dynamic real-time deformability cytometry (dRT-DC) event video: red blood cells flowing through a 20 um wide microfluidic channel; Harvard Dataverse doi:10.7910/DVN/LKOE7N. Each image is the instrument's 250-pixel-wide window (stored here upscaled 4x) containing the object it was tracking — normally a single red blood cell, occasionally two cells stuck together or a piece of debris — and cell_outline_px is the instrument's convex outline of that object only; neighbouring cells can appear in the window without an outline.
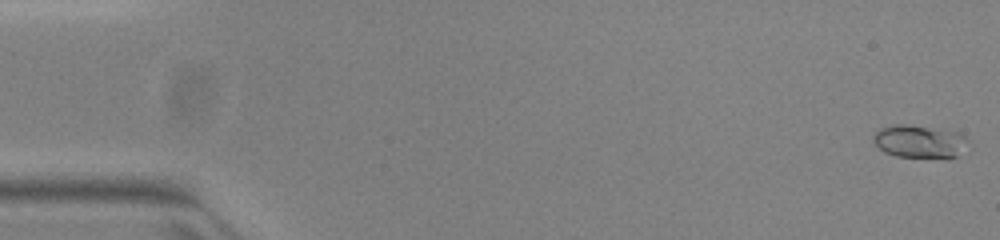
{"species": "common noctule bat (a hibernating species)", "species_latin": "Nyctalus noctula", "temperature_condition": "warm", "stored_images_in_passage": 52, "camera_frame_rate_fps": 3000, "um_per_image_px": 0.085, "animal": {"sex": "female", "body_mass_g": 23.0, "forearm_length_mm": 53.4}, "frame": {"image": 1, "passage_image": 1, "time_ms": 0.0, "image_size_px": [1000, 240], "cell_outline_px": [[968, 140], [956, 156], [896, 156], [884, 152], [872, 140], [872, 132], [880, 128], [892, 124], [912, 124], [960, 132]], "centroid_in_image_um": [78.06, 11.96], "position_along_channel_um": 6.9, "area_um2": 17.86}}
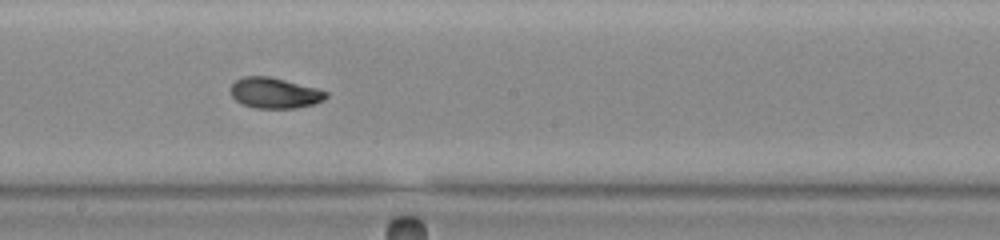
{"frame": {"image": 2, "passage_image": 29, "time_ms": 9.333, "image_size_px": [1000, 240], "cell_outline_px": [[328, 96], [324, 100], [312, 104], [296, 108], [256, 108], [244, 104], [236, 100], [232, 96], [232, 84], [236, 80], [244, 76], [268, 76], [316, 88], [328, 92]], "centroid_in_image_um": [23.36, 7.9], "position_along_channel_um": 224.8, "area_um2": 16.76}}
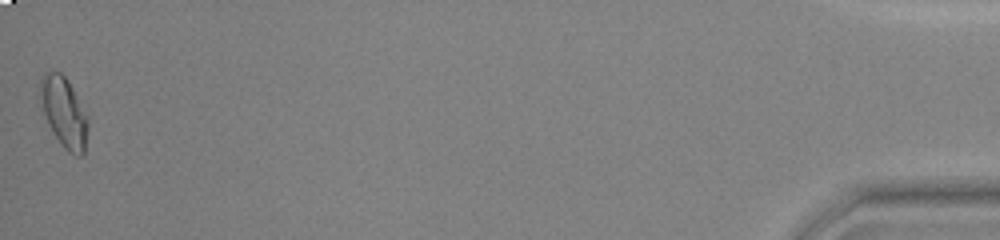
{"frame": {"image": 3, "passage_image": 52, "time_ms": 17.0, "image_size_px": [1000, 240], "cell_outline_px": [[88, 128], [84, 152], [80, 156], [76, 156], [68, 152], [60, 144], [48, 124], [44, 112], [40, 92], [40, 76], [44, 72], [60, 72], [68, 80], [88, 116]], "centroid_in_image_um": [5.45, 9.55], "position_along_channel_um": 429.7, "area_um2": 19.42}, "authors_computed_cell_mechanics": {"area_um2": 16.9643, "velocity_mm_per_s": 3.9591, "shape_relaxation_time_tau1_ms": 3.7056, "shape_relaxation_time_tau2_ms": 1.3622, "deformation_change_tau1": 0.1659, "deformation_change_tau2": 0.0546}}